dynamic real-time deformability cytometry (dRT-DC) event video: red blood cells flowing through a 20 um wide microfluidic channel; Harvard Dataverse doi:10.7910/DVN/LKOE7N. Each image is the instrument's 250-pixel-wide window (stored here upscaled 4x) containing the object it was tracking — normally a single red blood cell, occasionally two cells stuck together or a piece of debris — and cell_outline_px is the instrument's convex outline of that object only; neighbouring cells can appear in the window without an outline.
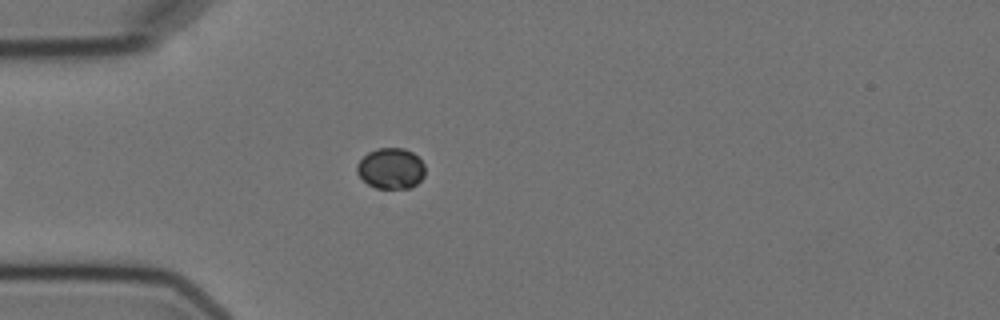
{"species": "Egyptian fruit bat (a non-hibernating species)", "species_latin": "Rousettus aegyptiacus", "temperature_condition": "cold", "stored_images_in_passage": 2, "camera_frame_rate_fps": 3000, "um_per_image_px": 0.085, "animal": {"sex": "female"}, "frame": {"image": 1, "passage_image": 2, "time_ms": 1.667, "image_size_px": [1000, 320], "cell_outline_px": [[424, 176], [416, 184], [408, 188], [376, 188], [368, 184], [356, 172], [356, 164], [368, 152], [376, 148], [404, 148], [412, 152], [424, 164]], "centroid_in_image_um": [33.21, 14.31], "position_along_channel_um": 51.8, "area_um2": 16.13}}